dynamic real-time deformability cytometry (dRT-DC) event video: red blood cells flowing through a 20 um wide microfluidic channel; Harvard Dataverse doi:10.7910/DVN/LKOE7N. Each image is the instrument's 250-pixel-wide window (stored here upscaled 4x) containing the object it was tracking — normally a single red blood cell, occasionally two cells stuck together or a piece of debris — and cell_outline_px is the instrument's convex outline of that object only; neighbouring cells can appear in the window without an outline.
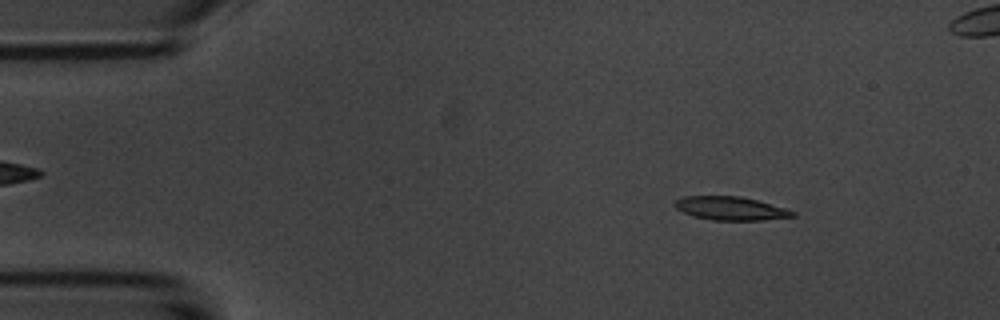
{"species": "common noctule bat (a hibernating species)", "species_latin": "Nyctalus noctula", "temperature_condition": "room temperature", "stored_images_in_passage": 5, "camera_frame_rate_fps": 3000, "um_per_image_px": 0.085, "animal": {"sex": "male", "body_mass_g": 20.1, "forearm_length_mm": 53.5}, "frame": {"image": 1, "passage_image": 2, "time_ms": 1.0, "image_size_px": [1000, 320], "cell_outline_px": [[796, 216], [764, 220], [712, 220], [692, 216], [676, 208], [672, 204], [676, 200], [684, 196], [740, 196], [756, 200], [784, 208], [796, 212]], "centroid_in_image_um": [62.08, 17.71], "position_along_channel_um": 22.9, "area_um2": 16.07}}